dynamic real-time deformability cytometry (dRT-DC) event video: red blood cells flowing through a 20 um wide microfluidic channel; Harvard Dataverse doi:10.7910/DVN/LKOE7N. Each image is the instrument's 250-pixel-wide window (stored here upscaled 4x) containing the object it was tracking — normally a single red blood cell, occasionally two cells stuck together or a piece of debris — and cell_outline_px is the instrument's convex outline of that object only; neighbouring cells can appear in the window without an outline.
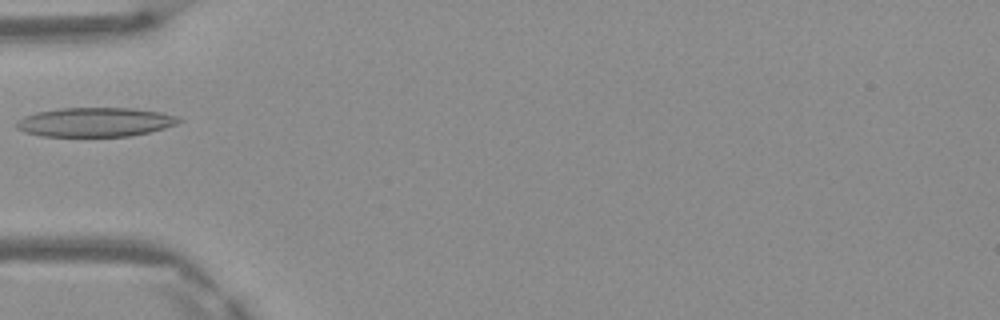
{"species": "Egyptian fruit bat (a non-hibernating species)", "species_latin": "Rousettus aegyptiacus", "temperature_condition": "warm", "stored_images_in_passage": 1, "camera_frame_rate_fps": 3000, "um_per_image_px": 0.085, "frame": {"image": 1, "passage_image": 1, "time_ms": 0.0, "image_size_px": [1000, 320], "cell_outline_px": [[184, 120], [176, 124], [164, 128], [148, 132], [128, 136], [40, 136], [24, 132], [16, 128], [16, 120], [24, 116], [36, 112], [60, 108], [132, 108], [160, 112], [180, 116]], "centroid_in_image_um": [8.08, 10.37], "position_along_channel_um": 76.9, "area_um2": 27.74}}